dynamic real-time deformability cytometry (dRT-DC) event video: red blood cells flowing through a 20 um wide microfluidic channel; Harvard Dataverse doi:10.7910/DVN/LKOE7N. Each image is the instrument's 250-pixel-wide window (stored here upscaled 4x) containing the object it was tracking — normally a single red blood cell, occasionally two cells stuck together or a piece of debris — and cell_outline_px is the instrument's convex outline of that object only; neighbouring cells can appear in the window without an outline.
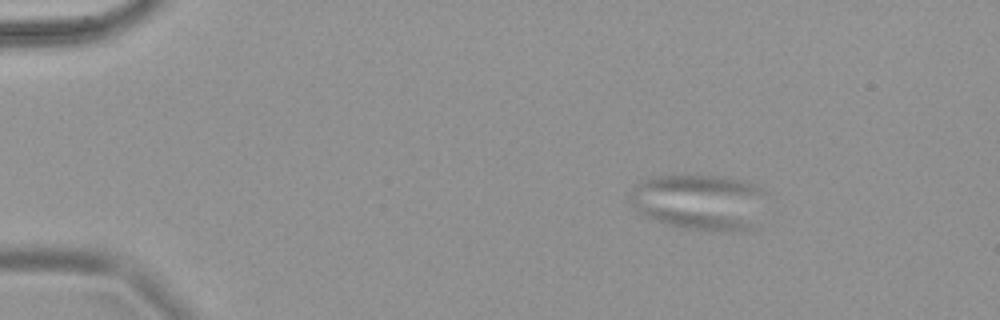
{"species": "common noctule bat (a hibernating species)", "species_latin": "Nyctalus noctula", "temperature_condition": "warm", "stored_images_in_passage": 7, "camera_frame_rate_fps": 3000, "um_per_image_px": 0.085, "animal": {"sex": "female", "body_mass_g": 18.4}, "frame": {"image": 1, "passage_image": 3, "time_ms": 0.667, "image_size_px": [1000, 320], "cell_outline_px": [[764, 192], [756, 228], [740, 232], [724, 232], [692, 228], [668, 224], [644, 216], [632, 204], [628, 196], [636, 184], [644, 180], [656, 176], [724, 176], [756, 184], [764, 188]], "centroid_in_image_um": [59.5, 17.18], "position_along_channel_um": 25.5, "area_um2": 44.27}}